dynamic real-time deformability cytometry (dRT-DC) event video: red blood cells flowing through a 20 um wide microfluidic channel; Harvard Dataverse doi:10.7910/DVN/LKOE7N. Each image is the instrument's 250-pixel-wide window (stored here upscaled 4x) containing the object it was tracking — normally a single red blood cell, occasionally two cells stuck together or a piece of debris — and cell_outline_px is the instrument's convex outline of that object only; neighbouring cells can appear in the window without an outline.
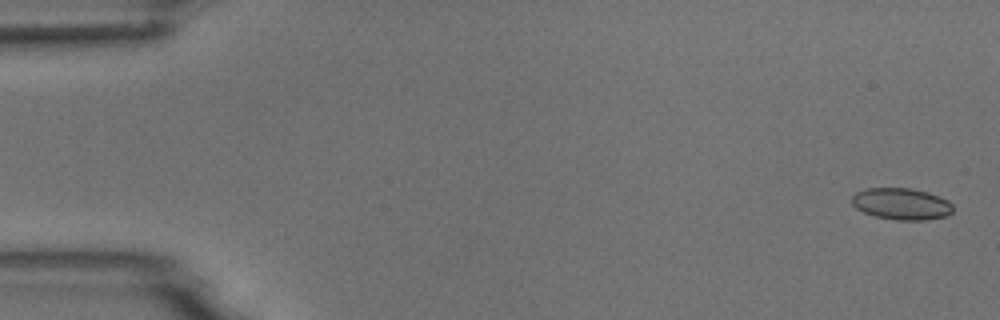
{"species": "common noctule bat (a hibernating species)", "species_latin": "Nyctalus noctula", "temperature_condition": "room temperature", "stored_images_in_passage": 5, "camera_frame_rate_fps": 3000, "um_per_image_px": 0.085, "animal": {"sex": "male", "body_mass_g": 18.8}, "frame": {"image": 1, "passage_image": 1, "time_ms": 0.0, "image_size_px": [1000, 320], "cell_outline_px": [[952, 212], [948, 216], [924, 220], [896, 220], [876, 216], [864, 212], [856, 208], [852, 204], [852, 196], [856, 192], [868, 188], [912, 188], [928, 192], [948, 200], [952, 204]], "centroid_in_image_um": [76.64, 17.33], "position_along_channel_um": 8.4, "area_um2": 18.67}}
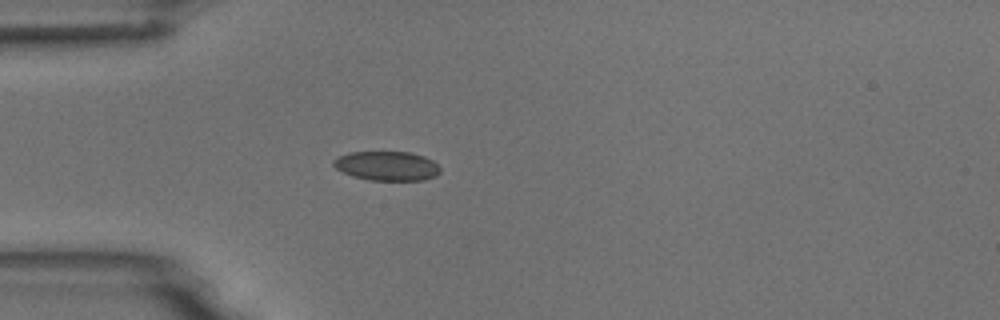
{"frame": {"image": 2, "passage_image": 5, "time_ms": 4.667, "image_size_px": [1000, 320], "cell_outline_px": [[440, 172], [436, 176], [424, 180], [368, 180], [352, 176], [336, 168], [332, 164], [332, 160], [348, 152], [412, 152], [424, 156], [432, 160], [440, 168]], "centroid_in_image_um": [32.89, 14.1], "position_along_channel_um": 52.1, "area_um2": 18.26}}